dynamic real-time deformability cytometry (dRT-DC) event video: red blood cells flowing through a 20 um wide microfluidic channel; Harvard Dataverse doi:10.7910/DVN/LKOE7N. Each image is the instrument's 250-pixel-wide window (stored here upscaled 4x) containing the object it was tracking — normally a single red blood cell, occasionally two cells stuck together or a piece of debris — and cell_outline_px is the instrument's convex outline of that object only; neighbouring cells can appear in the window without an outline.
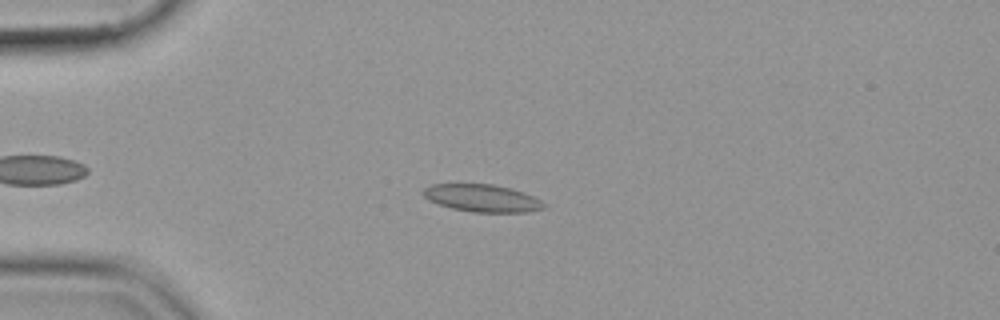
{"species": "common noctule bat (a hibernating species)", "species_latin": "Nyctalus noctula", "temperature_condition": "cold", "stored_images_in_passage": 56, "camera_frame_rate_fps": 3000, "um_per_image_px": 0.085, "animal": {"sex": "female", "body_mass_g": 19.9}, "frame": {"image": 1, "passage_image": 15, "time_ms": 4.667, "image_size_px": [1000, 320], "cell_outline_px": [[544, 208], [528, 212], [472, 212], [452, 208], [428, 200], [420, 192], [424, 188], [432, 184], [492, 184], [512, 188], [524, 192], [540, 200], [544, 204]], "centroid_in_image_um": [40.96, 16.83], "position_along_channel_um": 44.0, "area_um2": 19.25}}
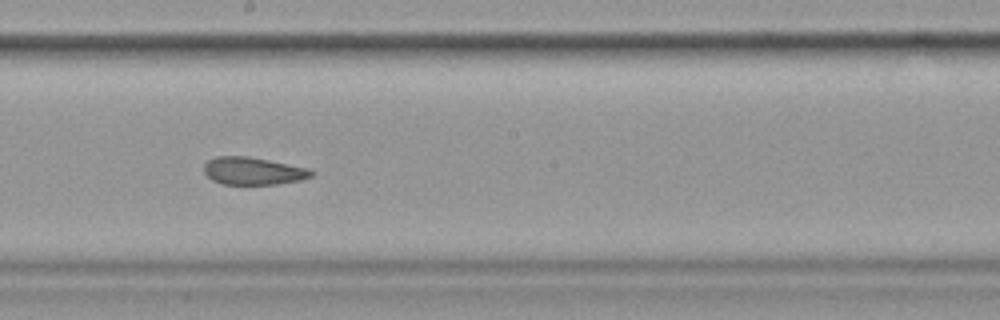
{"frame": {"image": 2, "passage_image": 32, "time_ms": 10.333, "image_size_px": [1000, 320], "cell_outline_px": [[316, 172], [312, 176], [300, 180], [276, 184], [220, 184], [212, 180], [204, 172], [204, 164], [208, 160], [216, 156], [248, 156], [308, 168]], "centroid_in_image_um": [21.5, 14.53], "position_along_channel_um": 226.7, "area_um2": 17.22}}
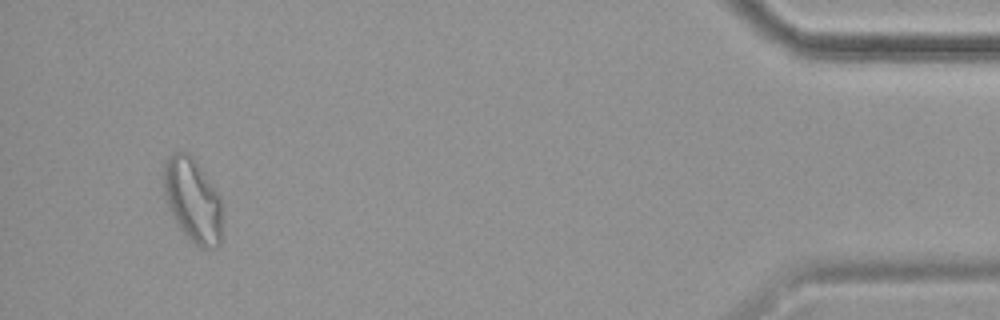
{"frame": {"image": 3, "passage_image": 53, "time_ms": 17.333, "image_size_px": [1000, 320], "cell_outline_px": [[220, 244], [216, 248], [200, 248], [176, 224], [168, 208], [164, 196], [164, 168], [168, 156], [172, 152], [188, 152], [196, 160], [220, 196]], "centroid_in_image_um": [16.35, 16.99], "position_along_channel_um": 418.8, "area_um2": 28.44}}